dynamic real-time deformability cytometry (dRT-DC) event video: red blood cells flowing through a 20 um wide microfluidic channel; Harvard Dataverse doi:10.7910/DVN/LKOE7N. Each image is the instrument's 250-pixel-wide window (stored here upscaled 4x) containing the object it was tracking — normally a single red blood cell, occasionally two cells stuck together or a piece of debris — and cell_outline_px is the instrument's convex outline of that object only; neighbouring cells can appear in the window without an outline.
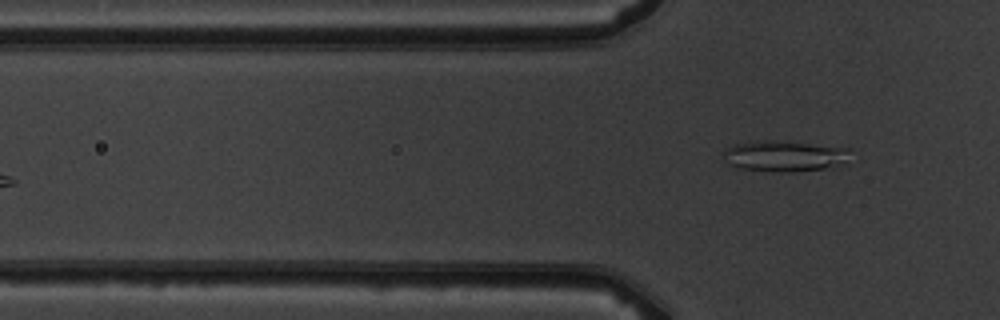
{"species": "common noctule bat (a hibernating species)", "species_latin": "Nyctalus noctula", "temperature_condition": "warm", "stored_images_in_passage": 4, "camera_frame_rate_fps": 3000, "um_per_image_px": 0.085, "animal": {"sex": "male", "body_mass_g": 19.5, "forearm_length_mm": 54.6}, "frame": {"image": 1, "passage_image": 4, "time_ms": 3.333, "image_size_px": [1000, 320], "cell_outline_px": [[852, 148], [840, 168], [792, 172], [772, 172], [736, 168], [728, 164], [720, 156], [732, 144], [752, 140], [772, 140]], "centroid_in_image_um": [66.65, 13.28], "position_along_channel_um": 59.1, "area_um2": 23.58}}